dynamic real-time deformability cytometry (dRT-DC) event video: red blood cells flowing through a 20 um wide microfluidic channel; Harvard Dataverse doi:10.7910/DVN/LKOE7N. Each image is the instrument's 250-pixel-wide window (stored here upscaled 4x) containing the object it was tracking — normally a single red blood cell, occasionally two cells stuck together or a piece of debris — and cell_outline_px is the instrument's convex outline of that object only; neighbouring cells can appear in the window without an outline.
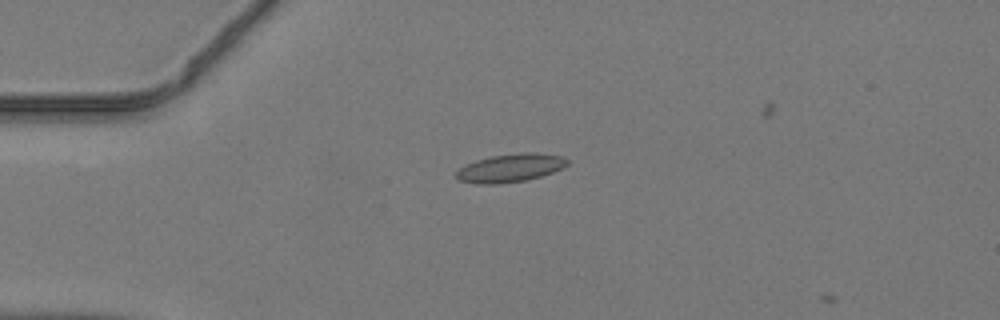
{"species": "common noctule bat (a hibernating species)", "species_latin": "Nyctalus noctula", "temperature_condition": "warm", "stored_images_in_passage": 2, "camera_frame_rate_fps": 3000, "um_per_image_px": 0.085, "animal": {"sex": "male", "body_mass_g": 19.2, "forearm_length_mm": 51.8}, "frame": {"image": 1, "passage_image": 1, "time_ms": 0.0, "image_size_px": [1000, 320], "cell_outline_px": [[568, 164], [564, 168], [540, 176], [524, 180], [500, 184], [476, 184], [460, 180], [456, 176], [456, 172], [460, 168], [476, 160], [492, 156], [524, 152], [536, 152], [564, 156], [568, 160]], "centroid_in_image_um": [43.42, 14.27], "position_along_channel_um": 41.6, "area_um2": 18.21}}